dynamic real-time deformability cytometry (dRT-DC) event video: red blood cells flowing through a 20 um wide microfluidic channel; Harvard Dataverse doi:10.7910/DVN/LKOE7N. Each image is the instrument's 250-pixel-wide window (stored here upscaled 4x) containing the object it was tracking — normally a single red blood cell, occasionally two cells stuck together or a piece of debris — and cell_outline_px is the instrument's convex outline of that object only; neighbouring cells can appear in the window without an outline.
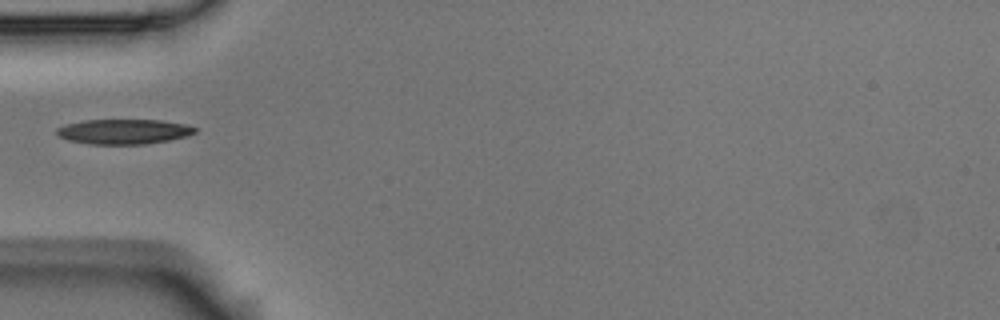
{"species": "Egyptian fruit bat (a non-hibernating species)", "species_latin": "Rousettus aegyptiacus", "temperature_condition": "room temperature", "stored_images_in_passage": 39, "camera_frame_rate_fps": 3000, "um_per_image_px": 0.085, "animal": {"sex": "male"}, "frame": {"image": 1, "passage_image": 1, "time_ms": 0.0, "image_size_px": [1000, 320], "cell_outline_px": [[196, 132], [188, 136], [168, 140], [144, 144], [88, 144], [68, 140], [60, 136], [56, 132], [56, 128], [64, 124], [84, 120], [164, 120], [184, 124], [196, 128]], "centroid_in_image_um": [10.5, 11.18], "position_along_channel_um": 74.5, "area_um2": 20.11}}
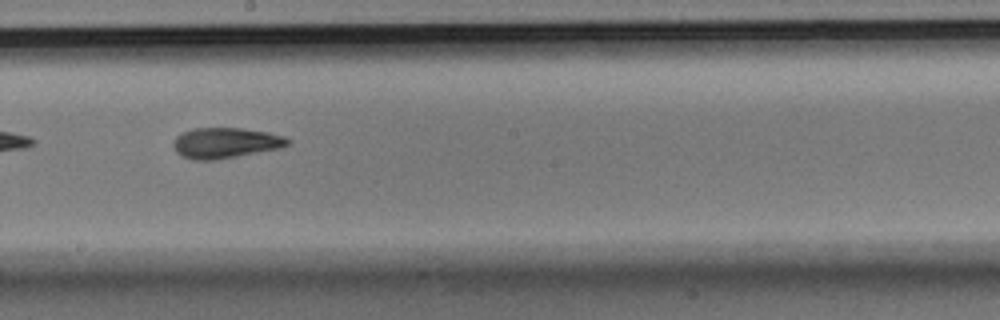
{"frame": {"image": 2, "passage_image": 14, "time_ms": 4.333, "image_size_px": [1000, 320], "cell_outline_px": [[292, 140], [288, 144], [280, 148], [216, 160], [192, 160], [176, 152], [172, 144], [176, 136], [192, 128], [240, 128], [268, 132], [284, 136]], "centroid_in_image_um": [19.16, 12.14], "position_along_channel_um": 229.0, "area_um2": 20.35}}
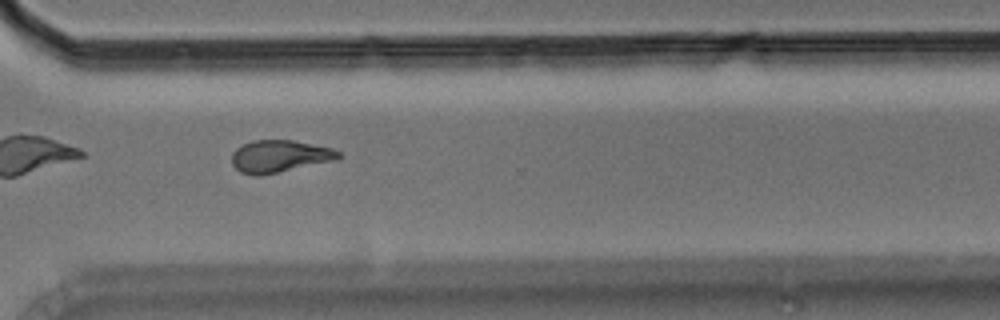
{"frame": {"image": 3, "passage_image": 24, "time_ms": 7.667, "image_size_px": [1000, 320], "cell_outline_px": [[340, 156], [336, 160], [260, 176], [256, 176], [240, 172], [232, 164], [232, 152], [236, 148], [252, 140], [292, 140], [332, 148], [340, 152]], "centroid_in_image_um": [23.74, 13.28], "position_along_channel_um": 346.9, "area_um2": 20.0}}